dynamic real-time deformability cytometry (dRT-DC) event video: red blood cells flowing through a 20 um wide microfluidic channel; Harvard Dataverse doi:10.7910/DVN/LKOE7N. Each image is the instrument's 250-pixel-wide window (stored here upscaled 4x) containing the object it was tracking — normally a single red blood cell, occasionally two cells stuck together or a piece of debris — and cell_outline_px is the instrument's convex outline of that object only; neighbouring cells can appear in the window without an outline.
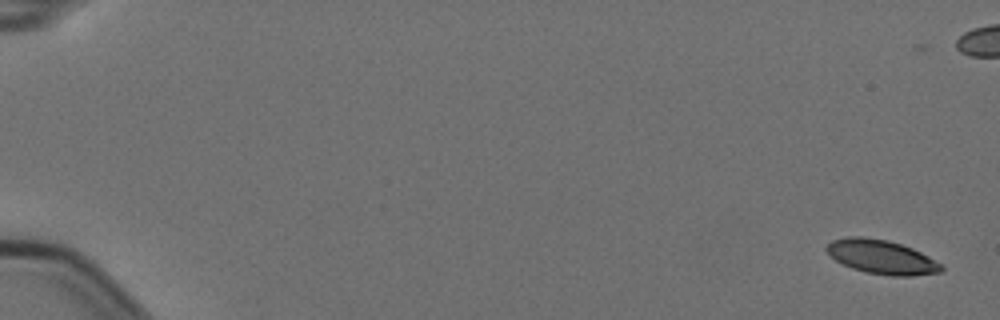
{"species": "Egyptian fruit bat (a non-hibernating species)", "species_latin": "Rousettus aegyptiacus", "temperature_condition": "cold", "stored_images_in_passage": 9, "camera_frame_rate_fps": 3000, "um_per_image_px": 0.085, "animal": {"sex": "female"}, "frame": {"image": 1, "passage_image": 1, "time_ms": 0.0, "image_size_px": [1000, 320], "cell_outline_px": [[944, 268], [940, 272], [912, 276], [892, 276], [868, 272], [852, 268], [836, 260], [824, 248], [832, 240], [848, 236], [860, 236], [888, 240], [912, 248], [928, 256], [940, 264]], "centroid_in_image_um": [74.92, 21.83], "position_along_channel_um": 10.1, "area_um2": 22.48}}